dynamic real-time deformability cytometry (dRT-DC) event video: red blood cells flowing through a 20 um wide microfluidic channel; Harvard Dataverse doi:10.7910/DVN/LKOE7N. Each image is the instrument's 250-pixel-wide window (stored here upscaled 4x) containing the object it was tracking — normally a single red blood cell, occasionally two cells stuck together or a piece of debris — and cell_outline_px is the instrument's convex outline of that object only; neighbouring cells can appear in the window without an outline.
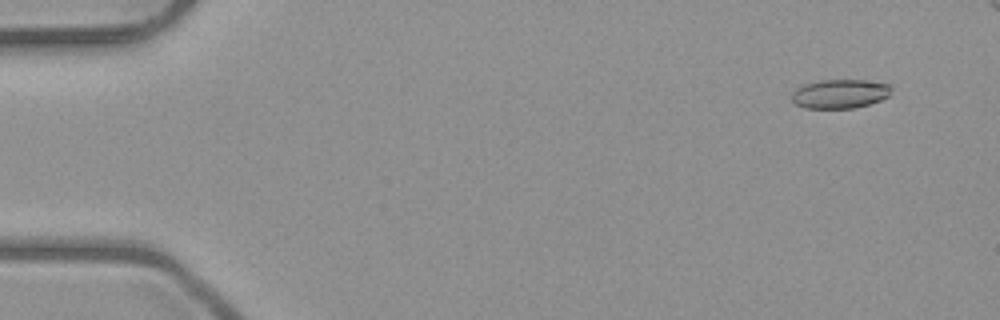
{"species": "common noctule bat (a hibernating species)", "species_latin": "Nyctalus noctula", "temperature_condition": "room temperature", "stored_images_in_passage": 46, "camera_frame_rate_fps": 3000, "um_per_image_px": 0.085, "animal": {"sex": "male", "body_mass_g": 23.1, "forearm_length_mm": 52.7}, "frame": {"image": 1, "passage_image": 1, "time_ms": 0.0, "image_size_px": [1000, 320], "cell_outline_px": [[892, 88], [888, 96], [880, 100], [856, 108], [804, 108], [796, 104], [792, 100], [792, 92], [796, 88], [804, 84], [820, 80], [864, 80], [892, 84]], "centroid_in_image_um": [71.4, 7.97], "position_along_channel_um": 13.6, "area_um2": 16.94}}
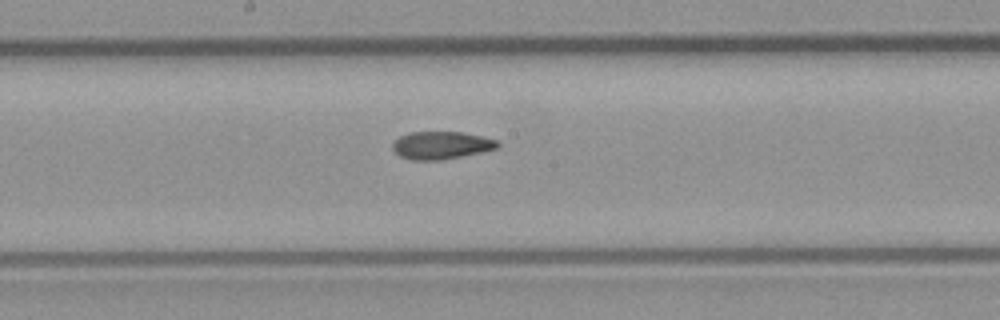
{"frame": {"image": 2, "passage_image": 25, "time_ms": 8.0, "image_size_px": [1000, 320], "cell_outline_px": [[500, 144], [496, 148], [480, 152], [440, 160], [412, 160], [400, 156], [392, 148], [392, 144], [400, 136], [408, 132], [460, 132], [500, 140]], "centroid_in_image_um": [37.49, 12.34], "position_along_channel_um": 210.7, "area_um2": 16.76}}
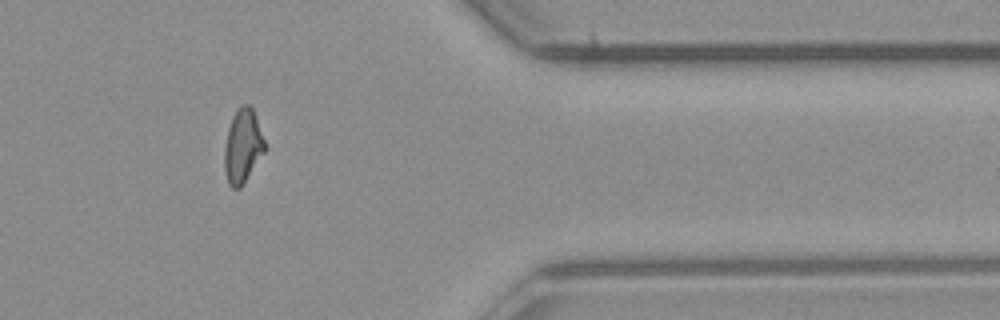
{"frame": {"image": 3, "passage_image": 40, "time_ms": 13.0, "image_size_px": [1000, 320], "cell_outline_px": [[264, 152], [240, 188], [232, 188], [228, 184], [224, 168], [224, 148], [228, 128], [232, 116], [236, 108], [244, 104], [248, 104], [252, 108], [264, 140]], "centroid_in_image_um": [20.59, 12.41], "position_along_channel_um": 390.8, "area_um2": 17.11}}